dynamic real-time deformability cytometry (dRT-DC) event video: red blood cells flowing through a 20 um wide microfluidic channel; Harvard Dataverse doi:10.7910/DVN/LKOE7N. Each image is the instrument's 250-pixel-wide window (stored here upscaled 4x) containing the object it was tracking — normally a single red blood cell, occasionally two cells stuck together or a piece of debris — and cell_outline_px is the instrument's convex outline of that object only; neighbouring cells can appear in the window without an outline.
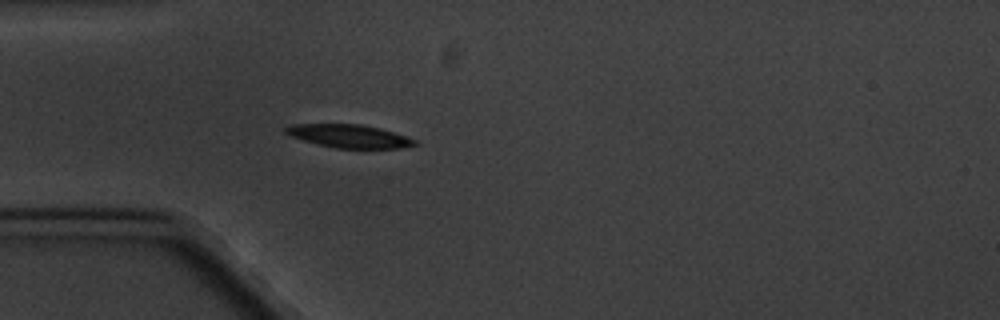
{"species": "common noctule bat (a hibernating species)", "species_latin": "Nyctalus noctula", "temperature_condition": "cold", "stored_images_in_passage": 5, "camera_frame_rate_fps": 3000, "um_per_image_px": 0.085, "animal": {"sex": "male", "body_mass_g": 20.1, "forearm_length_mm": 53.5}, "frame": {"image": 1, "passage_image": 5, "time_ms": 4.667, "image_size_px": [1000, 320], "cell_outline_px": [[420, 144], [400, 148], [336, 148], [304, 140], [292, 136], [284, 132], [284, 128], [292, 124], [360, 124], [380, 128], [408, 136], [416, 140]], "centroid_in_image_um": [29.74, 11.56], "position_along_channel_um": 55.3, "area_um2": 17.34}}